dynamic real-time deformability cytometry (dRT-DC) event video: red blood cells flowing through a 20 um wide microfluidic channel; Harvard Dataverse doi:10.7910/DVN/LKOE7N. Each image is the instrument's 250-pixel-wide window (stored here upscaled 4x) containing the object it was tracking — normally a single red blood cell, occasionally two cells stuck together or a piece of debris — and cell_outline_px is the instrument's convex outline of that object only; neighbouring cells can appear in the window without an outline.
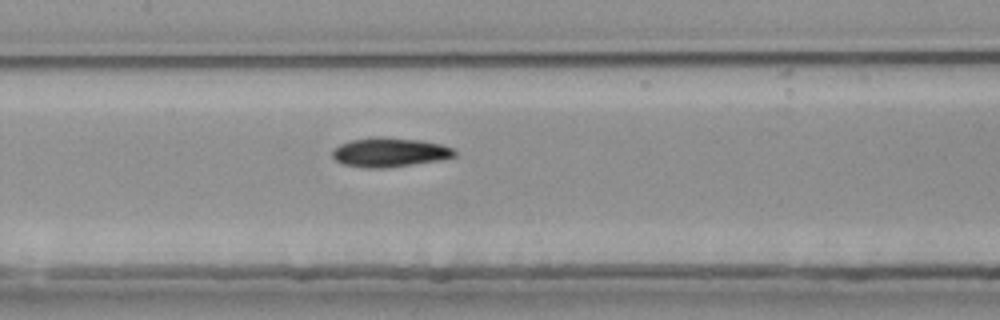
{"species": "common noctule bat (a hibernating species)", "species_latin": "Nyctalus noctula", "temperature_condition": "room temperature", "stored_images_in_passage": 29, "camera_frame_rate_fps": 3000, "um_per_image_px": 0.085, "animal": {"sex": "female", "body_mass_g": 25.1}, "frame": {"image": 1, "passage_image": 21, "time_ms": 6.667, "image_size_px": [1000, 320], "cell_outline_px": [[456, 156], [444, 160], [384, 168], [368, 168], [344, 164], [336, 160], [332, 156], [332, 148], [340, 144], [352, 140], [380, 136], [424, 140], [456, 148]], "centroid_in_image_um": [33.18, 12.94], "position_along_channel_um": 174.2, "area_um2": 21.1}}